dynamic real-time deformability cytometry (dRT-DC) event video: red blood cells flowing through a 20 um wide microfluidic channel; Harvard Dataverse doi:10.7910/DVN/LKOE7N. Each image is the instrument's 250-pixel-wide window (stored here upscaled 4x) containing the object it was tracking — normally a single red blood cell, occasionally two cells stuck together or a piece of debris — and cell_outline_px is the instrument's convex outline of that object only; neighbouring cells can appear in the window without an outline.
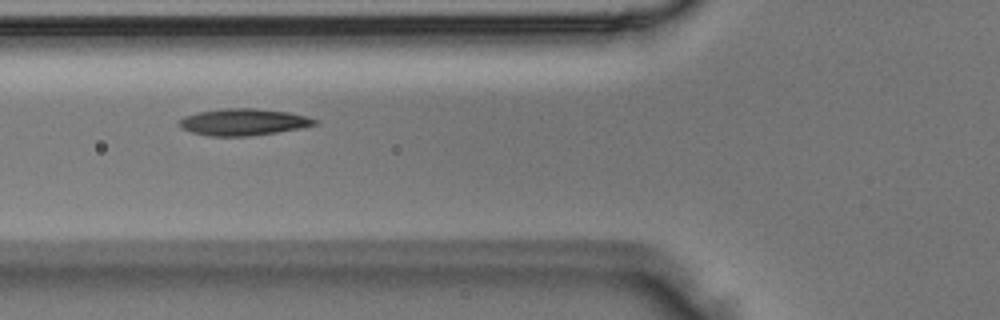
{"species": "Egyptian fruit bat (a non-hibernating species)", "species_latin": "Rousettus aegyptiacus", "temperature_condition": "room temperature", "stored_images_in_passage": 6, "camera_frame_rate_fps": 3000, "um_per_image_px": 0.085, "animal": {"sex": "male"}, "frame": {"image": 1, "passage_image": 4, "time_ms": 1.0, "image_size_px": [1000, 320], "cell_outline_px": [[320, 120], [316, 124], [300, 128], [276, 132], [248, 136], [208, 136], [192, 132], [180, 128], [180, 120], [184, 116], [200, 112], [224, 108], [252, 108], [288, 112], [308, 116]], "centroid_in_image_um": [20.71, 10.37], "position_along_channel_um": 105.1, "area_um2": 20.98}}
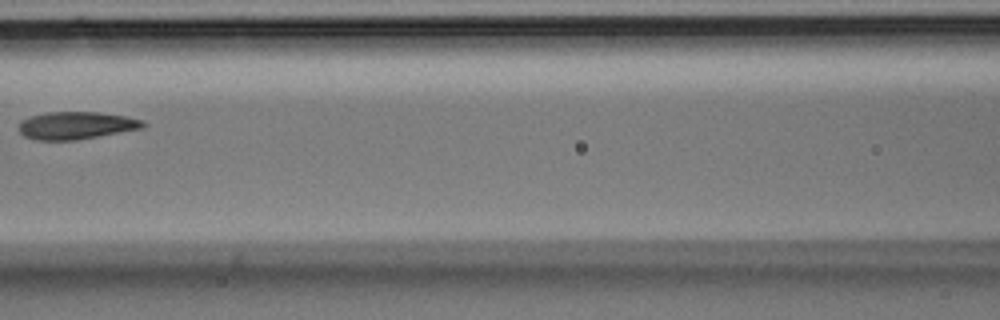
{"frame": {"image": 2, "passage_image": 5, "time_ms": 1.333, "image_size_px": [1000, 320], "cell_outline_px": [[148, 124], [144, 128], [76, 140], [36, 140], [24, 136], [20, 132], [20, 124], [24, 120], [32, 116], [48, 112], [96, 112], [124, 116], [144, 120]], "centroid_in_image_um": [6.53, 10.67], "position_along_channel_um": 160.1, "area_um2": 19.77}}
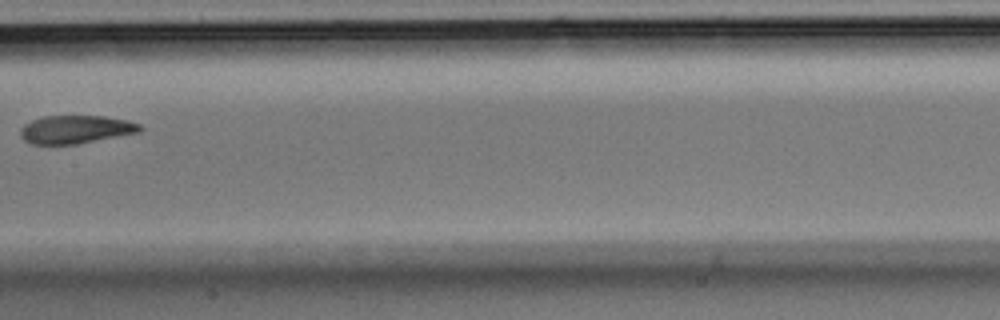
{"frame": {"image": 3, "passage_image": 6, "time_ms": 1.667, "image_size_px": [1000, 320], "cell_outline_px": [[144, 128], [140, 132], [76, 144], [32, 144], [24, 140], [20, 136], [20, 128], [24, 124], [32, 120], [44, 116], [104, 116], [128, 120], [140, 124]], "centroid_in_image_um": [6.44, 10.99], "position_along_channel_um": 201.0, "area_um2": 19.65}}